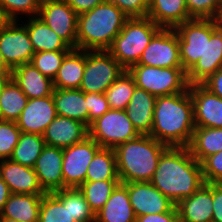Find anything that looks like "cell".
Instances as JSON below:
<instances>
[{"label":"cell","instance_id":"4dcf8cb0","mask_svg":"<svg viewBox=\"0 0 222 222\" xmlns=\"http://www.w3.org/2000/svg\"><path fill=\"white\" fill-rule=\"evenodd\" d=\"M187 148L199 163L206 157L220 152L222 150V127H195Z\"/></svg>","mask_w":222,"mask_h":222},{"label":"cell","instance_id":"7dc6e473","mask_svg":"<svg viewBox=\"0 0 222 222\" xmlns=\"http://www.w3.org/2000/svg\"><path fill=\"white\" fill-rule=\"evenodd\" d=\"M202 85L213 94L222 98V68L205 80Z\"/></svg>","mask_w":222,"mask_h":222},{"label":"cell","instance_id":"ee69618b","mask_svg":"<svg viewBox=\"0 0 222 222\" xmlns=\"http://www.w3.org/2000/svg\"><path fill=\"white\" fill-rule=\"evenodd\" d=\"M128 18L147 17L150 0H110Z\"/></svg>","mask_w":222,"mask_h":222},{"label":"cell","instance_id":"7c38bea8","mask_svg":"<svg viewBox=\"0 0 222 222\" xmlns=\"http://www.w3.org/2000/svg\"><path fill=\"white\" fill-rule=\"evenodd\" d=\"M38 17L72 49H76L78 14L65 0H41Z\"/></svg>","mask_w":222,"mask_h":222},{"label":"cell","instance_id":"5b68a950","mask_svg":"<svg viewBox=\"0 0 222 222\" xmlns=\"http://www.w3.org/2000/svg\"><path fill=\"white\" fill-rule=\"evenodd\" d=\"M161 29L150 18H129L107 50L125 69L138 64L143 51Z\"/></svg>","mask_w":222,"mask_h":222},{"label":"cell","instance_id":"11a10c76","mask_svg":"<svg viewBox=\"0 0 222 222\" xmlns=\"http://www.w3.org/2000/svg\"><path fill=\"white\" fill-rule=\"evenodd\" d=\"M0 222H20L11 218H0Z\"/></svg>","mask_w":222,"mask_h":222},{"label":"cell","instance_id":"d4e9b609","mask_svg":"<svg viewBox=\"0 0 222 222\" xmlns=\"http://www.w3.org/2000/svg\"><path fill=\"white\" fill-rule=\"evenodd\" d=\"M147 17L161 28H175L191 20L186 0H150Z\"/></svg>","mask_w":222,"mask_h":222},{"label":"cell","instance_id":"484cf974","mask_svg":"<svg viewBox=\"0 0 222 222\" xmlns=\"http://www.w3.org/2000/svg\"><path fill=\"white\" fill-rule=\"evenodd\" d=\"M86 62V50L71 49L63 58L53 87L57 89H79Z\"/></svg>","mask_w":222,"mask_h":222},{"label":"cell","instance_id":"cb8c5ba5","mask_svg":"<svg viewBox=\"0 0 222 222\" xmlns=\"http://www.w3.org/2000/svg\"><path fill=\"white\" fill-rule=\"evenodd\" d=\"M127 187L119 183L101 210L95 222H136Z\"/></svg>","mask_w":222,"mask_h":222},{"label":"cell","instance_id":"1f68e13d","mask_svg":"<svg viewBox=\"0 0 222 222\" xmlns=\"http://www.w3.org/2000/svg\"><path fill=\"white\" fill-rule=\"evenodd\" d=\"M28 102V97L10 77L0 92V120L17 121Z\"/></svg>","mask_w":222,"mask_h":222},{"label":"cell","instance_id":"b9f144b4","mask_svg":"<svg viewBox=\"0 0 222 222\" xmlns=\"http://www.w3.org/2000/svg\"><path fill=\"white\" fill-rule=\"evenodd\" d=\"M205 183H222V150L201 162Z\"/></svg>","mask_w":222,"mask_h":222},{"label":"cell","instance_id":"5bb4252c","mask_svg":"<svg viewBox=\"0 0 222 222\" xmlns=\"http://www.w3.org/2000/svg\"><path fill=\"white\" fill-rule=\"evenodd\" d=\"M180 61L187 73L204 56L205 19H191L177 25Z\"/></svg>","mask_w":222,"mask_h":222},{"label":"cell","instance_id":"83f0119b","mask_svg":"<svg viewBox=\"0 0 222 222\" xmlns=\"http://www.w3.org/2000/svg\"><path fill=\"white\" fill-rule=\"evenodd\" d=\"M27 22V23H26ZM35 53L42 51H70L72 48L40 17H28L25 24Z\"/></svg>","mask_w":222,"mask_h":222},{"label":"cell","instance_id":"d6986e66","mask_svg":"<svg viewBox=\"0 0 222 222\" xmlns=\"http://www.w3.org/2000/svg\"><path fill=\"white\" fill-rule=\"evenodd\" d=\"M89 136L88 126L81 121L57 115L47 126L43 138L48 146L67 148Z\"/></svg>","mask_w":222,"mask_h":222},{"label":"cell","instance_id":"9a60e30c","mask_svg":"<svg viewBox=\"0 0 222 222\" xmlns=\"http://www.w3.org/2000/svg\"><path fill=\"white\" fill-rule=\"evenodd\" d=\"M136 217L172 211L176 205L150 182L123 183Z\"/></svg>","mask_w":222,"mask_h":222},{"label":"cell","instance_id":"d590c367","mask_svg":"<svg viewBox=\"0 0 222 222\" xmlns=\"http://www.w3.org/2000/svg\"><path fill=\"white\" fill-rule=\"evenodd\" d=\"M120 180L85 181L78 189L96 215L108 201Z\"/></svg>","mask_w":222,"mask_h":222},{"label":"cell","instance_id":"d6a6232c","mask_svg":"<svg viewBox=\"0 0 222 222\" xmlns=\"http://www.w3.org/2000/svg\"><path fill=\"white\" fill-rule=\"evenodd\" d=\"M119 180L116 154L112 148L101 147L89 163L85 181Z\"/></svg>","mask_w":222,"mask_h":222},{"label":"cell","instance_id":"3957f363","mask_svg":"<svg viewBox=\"0 0 222 222\" xmlns=\"http://www.w3.org/2000/svg\"><path fill=\"white\" fill-rule=\"evenodd\" d=\"M128 19L110 0L78 15L76 49L108 50Z\"/></svg>","mask_w":222,"mask_h":222},{"label":"cell","instance_id":"4316f807","mask_svg":"<svg viewBox=\"0 0 222 222\" xmlns=\"http://www.w3.org/2000/svg\"><path fill=\"white\" fill-rule=\"evenodd\" d=\"M57 115L81 121L88 126L87 101L80 89H57L52 92Z\"/></svg>","mask_w":222,"mask_h":222},{"label":"cell","instance_id":"74e56055","mask_svg":"<svg viewBox=\"0 0 222 222\" xmlns=\"http://www.w3.org/2000/svg\"><path fill=\"white\" fill-rule=\"evenodd\" d=\"M20 134L17 122L0 120V161L11 157Z\"/></svg>","mask_w":222,"mask_h":222},{"label":"cell","instance_id":"52a82bcc","mask_svg":"<svg viewBox=\"0 0 222 222\" xmlns=\"http://www.w3.org/2000/svg\"><path fill=\"white\" fill-rule=\"evenodd\" d=\"M125 71L107 51H86L85 69L79 89L85 93H105Z\"/></svg>","mask_w":222,"mask_h":222},{"label":"cell","instance_id":"9c48e42d","mask_svg":"<svg viewBox=\"0 0 222 222\" xmlns=\"http://www.w3.org/2000/svg\"><path fill=\"white\" fill-rule=\"evenodd\" d=\"M101 146L89 136L82 142L63 149L64 188H79L86 179L89 163Z\"/></svg>","mask_w":222,"mask_h":222},{"label":"cell","instance_id":"ac0fdd59","mask_svg":"<svg viewBox=\"0 0 222 222\" xmlns=\"http://www.w3.org/2000/svg\"><path fill=\"white\" fill-rule=\"evenodd\" d=\"M63 149L46 145L33 167L45 193L64 189L62 174Z\"/></svg>","mask_w":222,"mask_h":222},{"label":"cell","instance_id":"7a4b0ae2","mask_svg":"<svg viewBox=\"0 0 222 222\" xmlns=\"http://www.w3.org/2000/svg\"><path fill=\"white\" fill-rule=\"evenodd\" d=\"M194 129L193 102L189 89L156 98L151 137L168 147H187Z\"/></svg>","mask_w":222,"mask_h":222},{"label":"cell","instance_id":"816d5d0a","mask_svg":"<svg viewBox=\"0 0 222 222\" xmlns=\"http://www.w3.org/2000/svg\"><path fill=\"white\" fill-rule=\"evenodd\" d=\"M0 74H6L7 76H11L12 74V69L7 65L1 51H0Z\"/></svg>","mask_w":222,"mask_h":222},{"label":"cell","instance_id":"f6af8a7d","mask_svg":"<svg viewBox=\"0 0 222 222\" xmlns=\"http://www.w3.org/2000/svg\"><path fill=\"white\" fill-rule=\"evenodd\" d=\"M136 222H180L177 207L168 213L145 214L137 217Z\"/></svg>","mask_w":222,"mask_h":222},{"label":"cell","instance_id":"bcb514c9","mask_svg":"<svg viewBox=\"0 0 222 222\" xmlns=\"http://www.w3.org/2000/svg\"><path fill=\"white\" fill-rule=\"evenodd\" d=\"M212 222H222V183H213Z\"/></svg>","mask_w":222,"mask_h":222},{"label":"cell","instance_id":"c3c4849f","mask_svg":"<svg viewBox=\"0 0 222 222\" xmlns=\"http://www.w3.org/2000/svg\"><path fill=\"white\" fill-rule=\"evenodd\" d=\"M66 3L78 14H83L92 10L94 7L105 0H65Z\"/></svg>","mask_w":222,"mask_h":222},{"label":"cell","instance_id":"6f0895ef","mask_svg":"<svg viewBox=\"0 0 222 222\" xmlns=\"http://www.w3.org/2000/svg\"><path fill=\"white\" fill-rule=\"evenodd\" d=\"M219 5L222 7V0H217Z\"/></svg>","mask_w":222,"mask_h":222},{"label":"cell","instance_id":"277c9868","mask_svg":"<svg viewBox=\"0 0 222 222\" xmlns=\"http://www.w3.org/2000/svg\"><path fill=\"white\" fill-rule=\"evenodd\" d=\"M167 148L150 135H139L118 145L114 151L120 183L150 182Z\"/></svg>","mask_w":222,"mask_h":222},{"label":"cell","instance_id":"db71d44e","mask_svg":"<svg viewBox=\"0 0 222 222\" xmlns=\"http://www.w3.org/2000/svg\"><path fill=\"white\" fill-rule=\"evenodd\" d=\"M216 29L221 33L222 35V22L217 18L216 19Z\"/></svg>","mask_w":222,"mask_h":222},{"label":"cell","instance_id":"30bf717a","mask_svg":"<svg viewBox=\"0 0 222 222\" xmlns=\"http://www.w3.org/2000/svg\"><path fill=\"white\" fill-rule=\"evenodd\" d=\"M138 64L159 68H183L178 34L174 28H161L143 51Z\"/></svg>","mask_w":222,"mask_h":222},{"label":"cell","instance_id":"7bdbcfd3","mask_svg":"<svg viewBox=\"0 0 222 222\" xmlns=\"http://www.w3.org/2000/svg\"><path fill=\"white\" fill-rule=\"evenodd\" d=\"M85 101H87L89 127L93 121L101 117L110 107L105 93H85Z\"/></svg>","mask_w":222,"mask_h":222},{"label":"cell","instance_id":"681fc988","mask_svg":"<svg viewBox=\"0 0 222 222\" xmlns=\"http://www.w3.org/2000/svg\"><path fill=\"white\" fill-rule=\"evenodd\" d=\"M11 191L7 183L0 176V215L3 211L5 203L8 201V198L11 195Z\"/></svg>","mask_w":222,"mask_h":222},{"label":"cell","instance_id":"6da1fadb","mask_svg":"<svg viewBox=\"0 0 222 222\" xmlns=\"http://www.w3.org/2000/svg\"><path fill=\"white\" fill-rule=\"evenodd\" d=\"M150 183L177 205L204 184L201 163L187 147H168L160 156Z\"/></svg>","mask_w":222,"mask_h":222},{"label":"cell","instance_id":"ba28073f","mask_svg":"<svg viewBox=\"0 0 222 222\" xmlns=\"http://www.w3.org/2000/svg\"><path fill=\"white\" fill-rule=\"evenodd\" d=\"M89 137L103 148L115 149L140 134L129 120L125 110L109 109L88 127Z\"/></svg>","mask_w":222,"mask_h":222},{"label":"cell","instance_id":"f35d334b","mask_svg":"<svg viewBox=\"0 0 222 222\" xmlns=\"http://www.w3.org/2000/svg\"><path fill=\"white\" fill-rule=\"evenodd\" d=\"M69 212L76 222H95L96 215L78 188H69Z\"/></svg>","mask_w":222,"mask_h":222},{"label":"cell","instance_id":"e575fe53","mask_svg":"<svg viewBox=\"0 0 222 222\" xmlns=\"http://www.w3.org/2000/svg\"><path fill=\"white\" fill-rule=\"evenodd\" d=\"M136 88L134 77L125 70L105 91L110 109L125 110Z\"/></svg>","mask_w":222,"mask_h":222},{"label":"cell","instance_id":"f1b7e54d","mask_svg":"<svg viewBox=\"0 0 222 222\" xmlns=\"http://www.w3.org/2000/svg\"><path fill=\"white\" fill-rule=\"evenodd\" d=\"M43 195L12 193L4 205L0 218H11L20 222H38Z\"/></svg>","mask_w":222,"mask_h":222},{"label":"cell","instance_id":"60d3db41","mask_svg":"<svg viewBox=\"0 0 222 222\" xmlns=\"http://www.w3.org/2000/svg\"><path fill=\"white\" fill-rule=\"evenodd\" d=\"M191 19H217L221 10L217 0H186Z\"/></svg>","mask_w":222,"mask_h":222},{"label":"cell","instance_id":"7402d4cb","mask_svg":"<svg viewBox=\"0 0 222 222\" xmlns=\"http://www.w3.org/2000/svg\"><path fill=\"white\" fill-rule=\"evenodd\" d=\"M156 98L136 86L131 100L126 106L127 116L140 135L151 134Z\"/></svg>","mask_w":222,"mask_h":222},{"label":"cell","instance_id":"e0dca14e","mask_svg":"<svg viewBox=\"0 0 222 222\" xmlns=\"http://www.w3.org/2000/svg\"><path fill=\"white\" fill-rule=\"evenodd\" d=\"M57 117L52 95L28 99L27 105L16 121L24 133L43 135L47 126Z\"/></svg>","mask_w":222,"mask_h":222},{"label":"cell","instance_id":"f907efd6","mask_svg":"<svg viewBox=\"0 0 222 222\" xmlns=\"http://www.w3.org/2000/svg\"><path fill=\"white\" fill-rule=\"evenodd\" d=\"M13 20L7 15L0 5V32L3 31Z\"/></svg>","mask_w":222,"mask_h":222},{"label":"cell","instance_id":"603a6c76","mask_svg":"<svg viewBox=\"0 0 222 222\" xmlns=\"http://www.w3.org/2000/svg\"><path fill=\"white\" fill-rule=\"evenodd\" d=\"M11 78L28 99L52 95L53 81L43 75L31 63H25L12 70Z\"/></svg>","mask_w":222,"mask_h":222},{"label":"cell","instance_id":"9f6ffc18","mask_svg":"<svg viewBox=\"0 0 222 222\" xmlns=\"http://www.w3.org/2000/svg\"><path fill=\"white\" fill-rule=\"evenodd\" d=\"M218 19L222 22V7H221V10H220V13H219Z\"/></svg>","mask_w":222,"mask_h":222},{"label":"cell","instance_id":"4fadbf2b","mask_svg":"<svg viewBox=\"0 0 222 222\" xmlns=\"http://www.w3.org/2000/svg\"><path fill=\"white\" fill-rule=\"evenodd\" d=\"M13 20L0 32V51L7 65L13 70L25 63H30L35 53L33 44L23 21Z\"/></svg>","mask_w":222,"mask_h":222},{"label":"cell","instance_id":"ffe728a7","mask_svg":"<svg viewBox=\"0 0 222 222\" xmlns=\"http://www.w3.org/2000/svg\"><path fill=\"white\" fill-rule=\"evenodd\" d=\"M0 176L13 194H45L32 167L11 159L1 160Z\"/></svg>","mask_w":222,"mask_h":222},{"label":"cell","instance_id":"f546056e","mask_svg":"<svg viewBox=\"0 0 222 222\" xmlns=\"http://www.w3.org/2000/svg\"><path fill=\"white\" fill-rule=\"evenodd\" d=\"M38 222H76L69 212V188L42 196Z\"/></svg>","mask_w":222,"mask_h":222},{"label":"cell","instance_id":"f5cc1de1","mask_svg":"<svg viewBox=\"0 0 222 222\" xmlns=\"http://www.w3.org/2000/svg\"><path fill=\"white\" fill-rule=\"evenodd\" d=\"M11 76H7L6 74H0V92L2 87L4 86L5 82L10 78Z\"/></svg>","mask_w":222,"mask_h":222},{"label":"cell","instance_id":"8992f818","mask_svg":"<svg viewBox=\"0 0 222 222\" xmlns=\"http://www.w3.org/2000/svg\"><path fill=\"white\" fill-rule=\"evenodd\" d=\"M128 71L134 77L137 87L156 97L183 93L189 86L183 68H159L136 64Z\"/></svg>","mask_w":222,"mask_h":222},{"label":"cell","instance_id":"2e32d148","mask_svg":"<svg viewBox=\"0 0 222 222\" xmlns=\"http://www.w3.org/2000/svg\"><path fill=\"white\" fill-rule=\"evenodd\" d=\"M193 102L195 127H222V98L202 84L188 86Z\"/></svg>","mask_w":222,"mask_h":222},{"label":"cell","instance_id":"836d02e7","mask_svg":"<svg viewBox=\"0 0 222 222\" xmlns=\"http://www.w3.org/2000/svg\"><path fill=\"white\" fill-rule=\"evenodd\" d=\"M45 146L43 135L21 132L18 143L9 159L33 168Z\"/></svg>","mask_w":222,"mask_h":222},{"label":"cell","instance_id":"44dd1931","mask_svg":"<svg viewBox=\"0 0 222 222\" xmlns=\"http://www.w3.org/2000/svg\"><path fill=\"white\" fill-rule=\"evenodd\" d=\"M213 183H205L177 205L180 222H212Z\"/></svg>","mask_w":222,"mask_h":222},{"label":"cell","instance_id":"8fae6325","mask_svg":"<svg viewBox=\"0 0 222 222\" xmlns=\"http://www.w3.org/2000/svg\"><path fill=\"white\" fill-rule=\"evenodd\" d=\"M222 68V35L216 29V19H205L204 56L186 73L189 85L202 84Z\"/></svg>","mask_w":222,"mask_h":222},{"label":"cell","instance_id":"8d00e7d4","mask_svg":"<svg viewBox=\"0 0 222 222\" xmlns=\"http://www.w3.org/2000/svg\"><path fill=\"white\" fill-rule=\"evenodd\" d=\"M69 51H42L32 56L30 63L52 81L56 77L63 58Z\"/></svg>","mask_w":222,"mask_h":222},{"label":"cell","instance_id":"ab89813d","mask_svg":"<svg viewBox=\"0 0 222 222\" xmlns=\"http://www.w3.org/2000/svg\"><path fill=\"white\" fill-rule=\"evenodd\" d=\"M40 4L41 0H0V5L7 15L18 21L21 20L20 15H25V18L38 16Z\"/></svg>","mask_w":222,"mask_h":222}]
</instances>
